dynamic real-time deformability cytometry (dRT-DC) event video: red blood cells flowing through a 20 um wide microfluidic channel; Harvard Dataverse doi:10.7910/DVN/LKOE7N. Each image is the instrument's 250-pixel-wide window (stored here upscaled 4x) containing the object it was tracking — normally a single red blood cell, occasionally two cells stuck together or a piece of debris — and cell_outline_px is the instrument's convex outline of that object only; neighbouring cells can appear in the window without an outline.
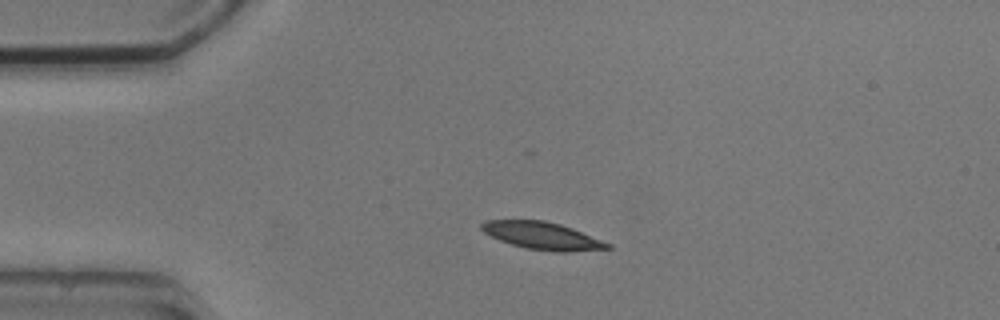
{"species": "common noctule bat (a hibernating species)", "species_latin": "Nyctalus noctula", "temperature_condition": "cold", "stored_images_in_passage": 4, "camera_frame_rate_fps": 3000, "um_per_image_px": 0.085, "animal": {"sex": "male", "body_mass_g": 20.5, "forearm_length_mm": 52.5}, "frame": {"image": 1, "passage_image": 2, "time_ms": 2.0, "image_size_px": [1000, 320], "cell_outline_px": [[612, 248], [568, 252], [556, 252], [528, 248], [512, 244], [500, 240], [484, 232], [480, 228], [480, 224], [484, 220], [544, 220], [560, 224], [572, 228], [612, 244]], "centroid_in_image_um": [46.11, 20.03], "position_along_channel_um": 38.9, "area_um2": 20.0}}